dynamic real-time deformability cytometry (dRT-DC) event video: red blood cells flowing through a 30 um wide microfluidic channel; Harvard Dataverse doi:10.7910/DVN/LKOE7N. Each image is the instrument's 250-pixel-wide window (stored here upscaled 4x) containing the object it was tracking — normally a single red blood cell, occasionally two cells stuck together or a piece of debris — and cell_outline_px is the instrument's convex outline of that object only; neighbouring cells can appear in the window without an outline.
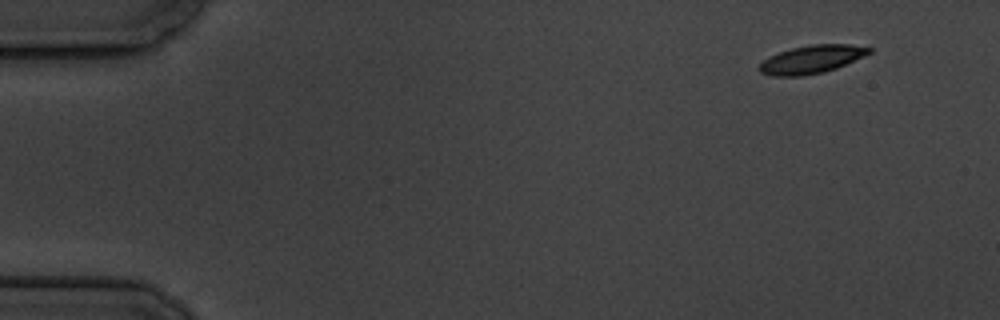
{"species": "common noctule bat (a hibernating species)", "species_latin": "Nyctalus noctula", "temperature_condition": "cold", "stored_images_in_passage": 6, "camera_frame_rate_fps": 3000, "um_per_image_px": 0.085, "animal": {"sex": "male", "body_mass_g": 19.5, "forearm_length_mm": 54.6}, "frame": {"image": 1, "passage_image": 1, "time_ms": 0.0, "image_size_px": [1000, 320], "cell_outline_px": [[872, 52], [836, 68], [824, 72], [804, 76], [772, 76], [760, 72], [756, 68], [764, 60], [780, 52], [792, 48], [812, 44], [848, 44], [872, 48]], "centroid_in_image_um": [68.97, 5.05], "position_along_channel_um": 16.0, "area_um2": 17.8}}
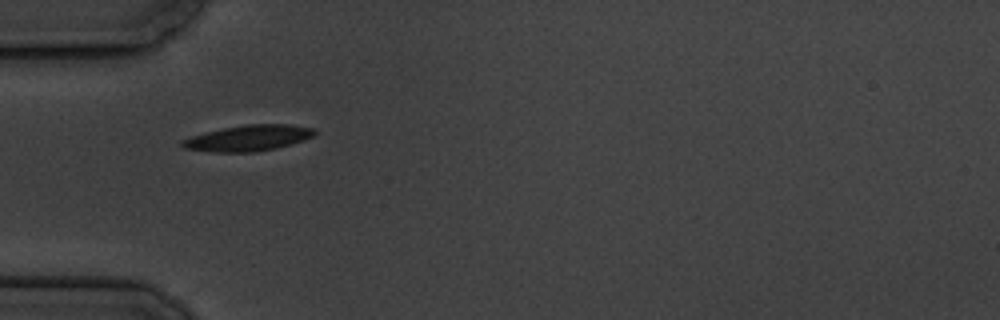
{"frame": {"image": 2, "passage_image": 5, "time_ms": 4.667, "image_size_px": [1000, 320], "cell_outline_px": [[316, 136], [304, 140], [276, 148], [252, 152], [216, 152], [184, 148], [180, 144], [180, 140], [204, 132], [244, 124], [288, 124], [316, 128]], "centroid_in_image_um": [21.13, 11.72], "position_along_channel_um": 63.9, "area_um2": 20.06}}
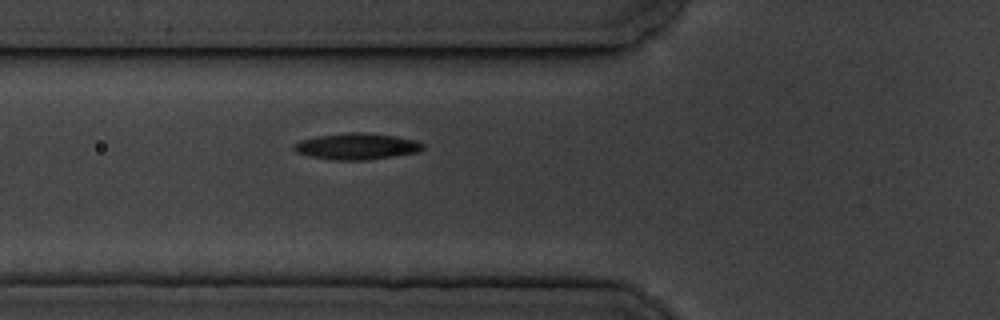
{"frame": {"image": 3, "passage_image": 6, "time_ms": 5.667, "image_size_px": [1000, 320], "cell_outline_px": [[424, 148], [420, 152], [368, 160], [332, 160], [308, 156], [296, 152], [292, 148], [292, 144], [300, 140], [316, 136], [352, 132], [364, 132], [396, 136], [416, 140], [424, 144]], "centroid_in_image_um": [30.31, 12.44], "position_along_channel_um": 95.5, "area_um2": 20.06}}